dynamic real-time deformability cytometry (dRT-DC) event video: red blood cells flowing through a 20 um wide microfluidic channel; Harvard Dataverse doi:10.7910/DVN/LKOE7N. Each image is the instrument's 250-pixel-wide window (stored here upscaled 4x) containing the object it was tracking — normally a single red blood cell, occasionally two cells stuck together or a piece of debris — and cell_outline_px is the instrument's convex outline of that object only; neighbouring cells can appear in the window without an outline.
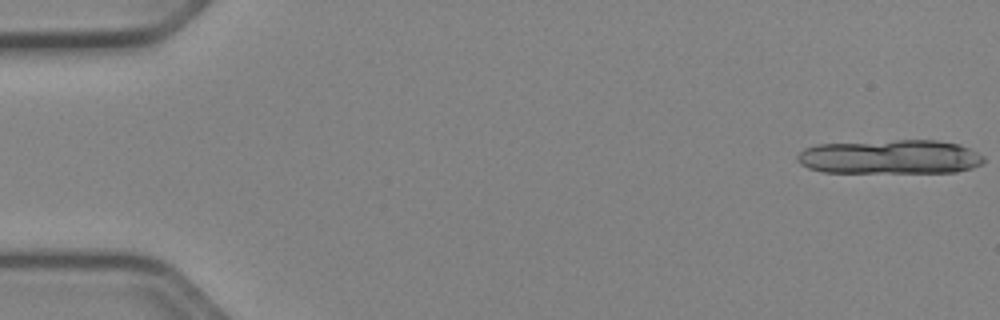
{"species": "Egyptian fruit bat (a non-hibernating species)", "species_latin": "Rousettus aegyptiacus", "temperature_condition": "cold", "stored_images_in_passage": 13, "camera_frame_rate_fps": 3000, "um_per_image_px": 0.085, "animal": {"sex": "female"}, "frame": {"image": 1, "passage_image": 1, "time_ms": 0.0, "image_size_px": [1000, 320], "cell_outline_px": [[984, 164], [972, 168], [956, 172], [824, 172], [808, 168], [800, 164], [796, 160], [796, 156], [804, 148], [816, 144], [896, 140], [936, 140], [960, 144], [984, 156]], "centroid_in_image_um": [75.65, 13.33], "position_along_channel_um": 9.3, "area_um2": 37.4}}